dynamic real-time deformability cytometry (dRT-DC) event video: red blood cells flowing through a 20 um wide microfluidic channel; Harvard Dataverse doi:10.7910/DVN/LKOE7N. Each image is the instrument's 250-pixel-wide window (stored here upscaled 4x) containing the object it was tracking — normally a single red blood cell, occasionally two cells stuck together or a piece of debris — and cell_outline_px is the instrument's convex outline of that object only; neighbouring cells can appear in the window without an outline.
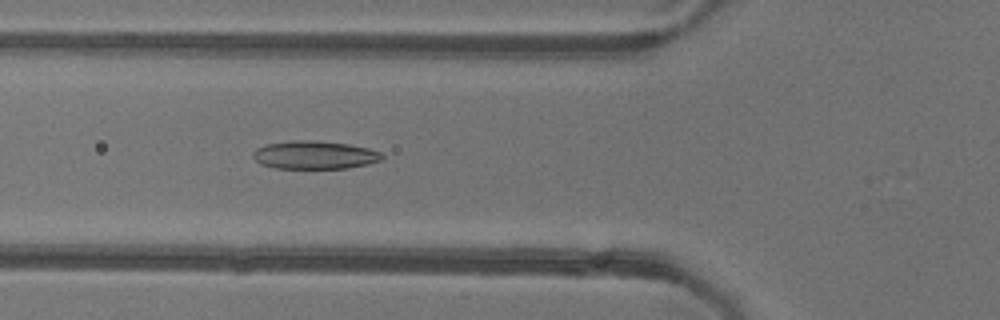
{"species": "common noctule bat (a hibernating species)", "species_latin": "Nyctalus noctula", "temperature_condition": "warm", "stored_images_in_passage": 53, "camera_frame_rate_fps": 3000, "um_per_image_px": 0.085, "animal": {"sex": "female"}, "frame": {"image": 1, "passage_image": 19, "time_ms": 6.0, "image_size_px": [1000, 320], "cell_outline_px": [[384, 156], [380, 160], [368, 164], [348, 168], [276, 168], [260, 164], [252, 156], [252, 152], [256, 148], [264, 144], [292, 140], [316, 140], [348, 144], [368, 148], [380, 152]], "centroid_in_image_um": [26.7, 13.16], "position_along_channel_um": 99.1, "area_um2": 21.27}}
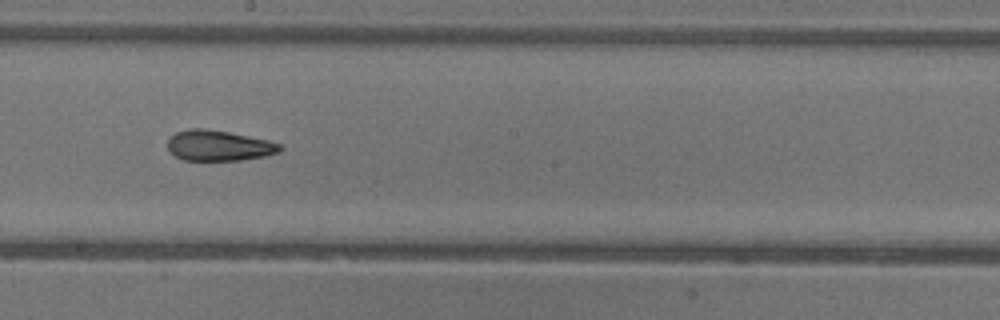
{"frame": {"image": 2, "passage_image": 29, "time_ms": 9.333, "image_size_px": [1000, 320], "cell_outline_px": [[280, 152], [264, 156], [240, 160], [184, 160], [176, 156], [168, 148], [168, 136], [176, 132], [188, 128], [204, 128], [228, 132], [268, 140], [280, 144]], "centroid_in_image_um": [18.56, 12.36], "position_along_channel_um": 229.6, "area_um2": 19.88}}
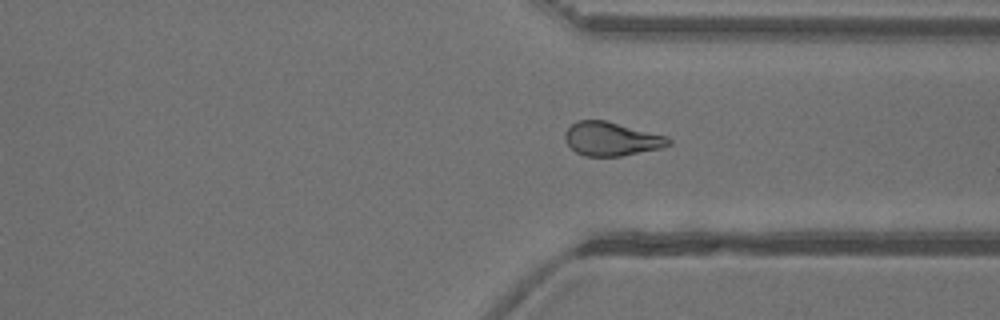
{"frame": {"image": 3, "passage_image": 39, "time_ms": 12.667, "image_size_px": [1000, 320], "cell_outline_px": [[672, 144], [660, 148], [620, 156], [584, 156], [576, 152], [568, 144], [564, 136], [564, 132], [576, 120], [604, 120], [668, 136], [672, 140]], "centroid_in_image_um": [51.98, 11.8], "position_along_channel_um": 359.4, "area_um2": 20.29}, "authors_computed_cell_mechanics": {"area_um2": 21.2126, "velocity_mm_per_s": 3.9074, "shape_relaxation_time_tau1_ms": 9.5705, "shape_relaxation_time_tau2_ms": 3.7539, "deformation_change_tau1": 0.2091, "deformation_change_tau2": 0.108}}